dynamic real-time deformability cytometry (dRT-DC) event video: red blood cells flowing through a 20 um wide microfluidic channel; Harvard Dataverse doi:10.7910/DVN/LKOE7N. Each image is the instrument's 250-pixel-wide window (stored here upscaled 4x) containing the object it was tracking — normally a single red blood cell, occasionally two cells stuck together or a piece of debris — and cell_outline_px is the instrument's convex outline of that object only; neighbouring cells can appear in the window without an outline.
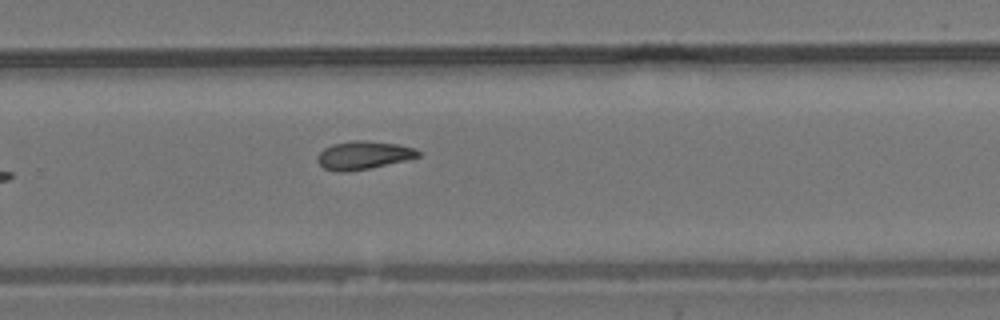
{"species": "common noctule bat (a hibernating species)", "species_latin": "Nyctalus noctula", "temperature_condition": "room temperature", "stored_images_in_passage": 9, "camera_frame_rate_fps": 3000, "um_per_image_px": 0.085, "animal": {"sex": "male", "body_mass_g": 19.2, "forearm_length_mm": 51.8}, "frame": {"image": 1, "passage_image": 9, "time_ms": 9.333, "image_size_px": [1000, 320], "cell_outline_px": [[420, 156], [408, 160], [348, 172], [336, 172], [324, 168], [316, 160], [316, 156], [324, 148], [332, 144], [352, 140], [364, 140], [400, 144], [416, 148], [420, 152]], "centroid_in_image_um": [30.9, 13.18], "position_along_channel_um": 298.9, "area_um2": 16.76}}